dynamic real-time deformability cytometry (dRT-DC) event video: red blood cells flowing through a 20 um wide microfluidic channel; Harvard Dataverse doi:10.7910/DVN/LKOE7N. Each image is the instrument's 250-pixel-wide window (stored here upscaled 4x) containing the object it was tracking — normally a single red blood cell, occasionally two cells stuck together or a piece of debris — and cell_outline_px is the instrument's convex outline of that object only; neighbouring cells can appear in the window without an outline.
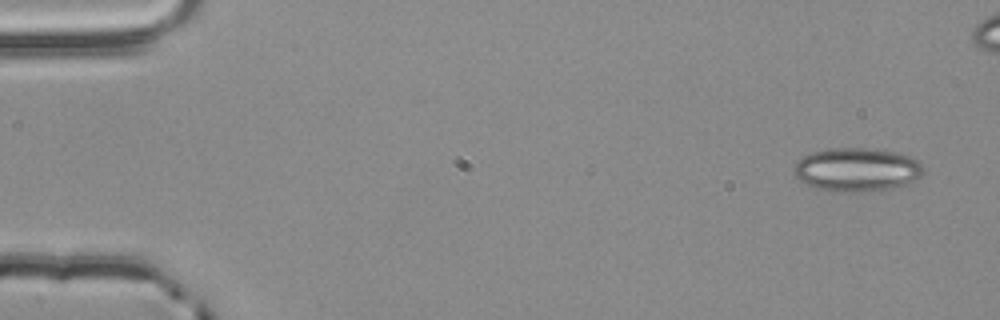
{"species": "common noctule bat (a hibernating species)", "species_latin": "Nyctalus noctula", "temperature_condition": "room temperature", "stored_images_in_passage": 5, "camera_frame_rate_fps": 3000, "um_per_image_px": 0.085, "animal": {"sex": "male", "body_mass_g": 20.4}, "frame": {"image": 1, "passage_image": 1, "time_ms": 0.0, "image_size_px": [1000, 320], "cell_outline_px": [[924, 172], [916, 180], [880, 192], [832, 192], [816, 188], [800, 180], [792, 172], [792, 168], [796, 160], [812, 152], [828, 148], [864, 148], [896, 152], [912, 156], [924, 168]], "centroid_in_image_um": [72.82, 14.43], "position_along_channel_um": 12.2, "area_um2": 33.41}}